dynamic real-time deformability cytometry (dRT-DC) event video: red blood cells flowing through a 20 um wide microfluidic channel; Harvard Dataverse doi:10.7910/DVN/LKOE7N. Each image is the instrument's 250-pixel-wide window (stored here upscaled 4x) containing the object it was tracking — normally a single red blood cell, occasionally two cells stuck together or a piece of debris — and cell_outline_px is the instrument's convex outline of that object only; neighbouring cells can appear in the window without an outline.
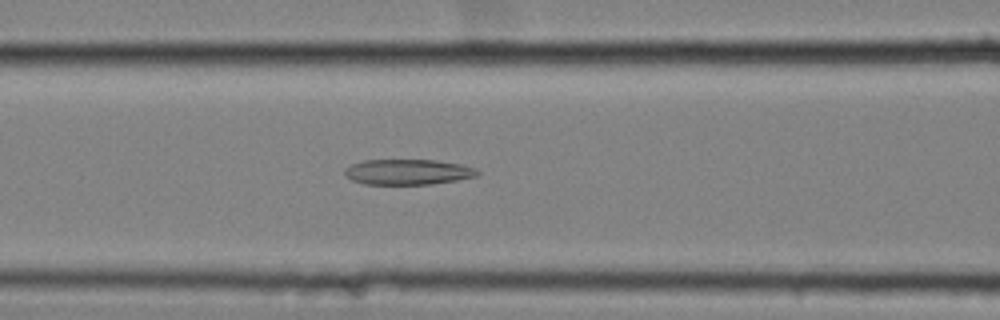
{"species": "common noctule bat (a hibernating species)", "species_latin": "Nyctalus noctula", "temperature_condition": "cold", "stored_images_in_passage": 59, "camera_frame_rate_fps": 3000, "um_per_image_px": 0.085, "animal": {"sex": "female", "body_mass_g": 25.1}, "frame": {"image": 1, "passage_image": 26, "time_ms": 8.333, "image_size_px": [1000, 320], "cell_outline_px": [[480, 172], [476, 176], [456, 180], [432, 184], [364, 184], [352, 180], [344, 172], [344, 168], [352, 164], [364, 160], [436, 160], [460, 164], [476, 168]], "centroid_in_image_um": [34.67, 14.61], "position_along_channel_um": 131.9, "area_um2": 19.59}}
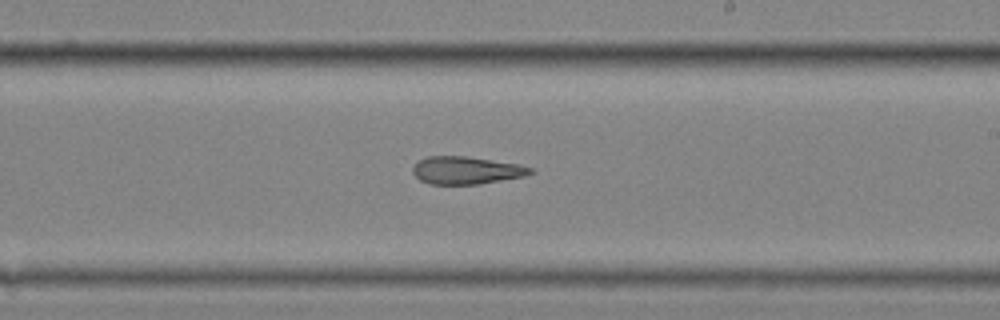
{"frame": {"image": 2, "passage_image": 36, "time_ms": 11.667, "image_size_px": [1000, 320], "cell_outline_px": [[536, 172], [524, 176], [480, 184], [428, 184], [420, 180], [412, 172], [412, 168], [420, 160], [428, 156], [464, 156], [520, 164], [532, 168]], "centroid_in_image_um": [39.65, 14.48], "position_along_channel_um": 249.3, "area_um2": 18.9}}
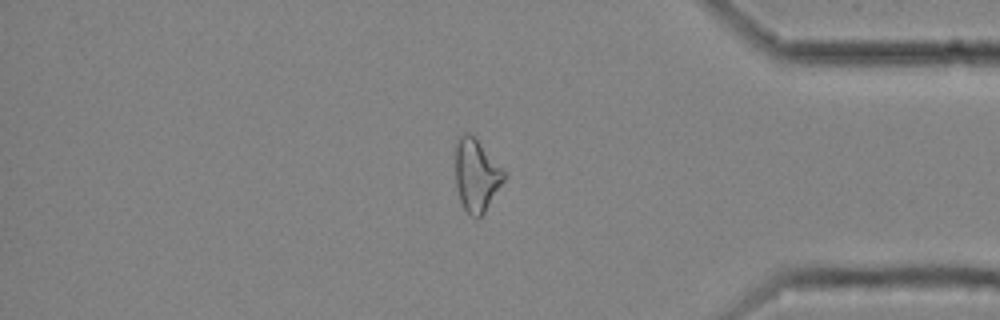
{"frame": {"image": 3, "passage_image": 50, "time_ms": 16.333, "image_size_px": [1000, 320], "cell_outline_px": [[508, 172], [504, 180], [484, 212], [476, 220], [464, 208], [460, 200], [456, 184], [456, 140], [464, 132], [472, 132]], "centroid_in_image_um": [40.52, 14.82], "position_along_channel_um": 394.7, "area_um2": 20.87}, "authors_computed_cell_mechanics": {"area_um2": 22.3108, "velocity_mm_per_s": 3.5283, "shape_relaxation_time_tau1_ms": null, "shape_relaxation_time_tau2_ms": 2.7326, "deformation_change_tau1": null, "deformation_change_tau2": 0.1263}}